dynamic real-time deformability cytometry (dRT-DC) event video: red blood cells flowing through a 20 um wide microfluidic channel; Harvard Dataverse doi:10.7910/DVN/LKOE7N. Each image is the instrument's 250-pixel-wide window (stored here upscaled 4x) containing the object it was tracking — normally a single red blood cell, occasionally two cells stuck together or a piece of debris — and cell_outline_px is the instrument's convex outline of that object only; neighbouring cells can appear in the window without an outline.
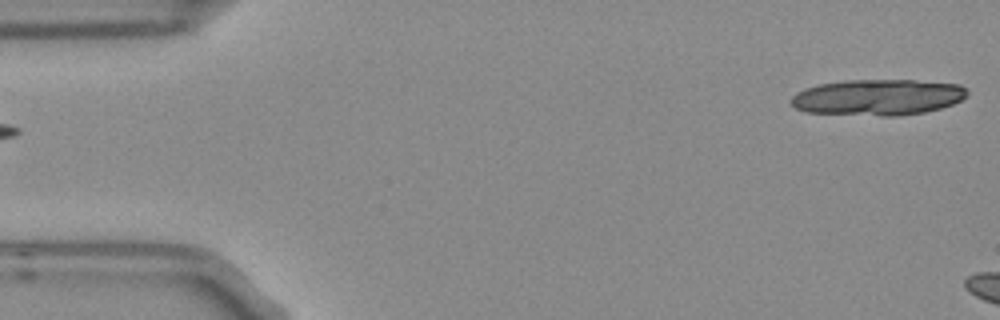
{"species": "Egyptian fruit bat (a non-hibernating species)", "species_latin": "Rousettus aegyptiacus", "temperature_condition": "room temperature", "stored_images_in_passage": 3, "segment_of_instrument_passage": [2, 2], "camera_frame_rate_fps": 3000, "um_per_image_px": 0.085, "frame": {"image": 1, "passage_image": 3, "time_ms": 0.667, "image_size_px": [1000, 320], "cell_outline_px": [[968, 96], [952, 104], [940, 108], [924, 112], [896, 116], [884, 116], [804, 112], [796, 108], [788, 100], [796, 92], [804, 88], [820, 84], [844, 80], [916, 80], [960, 84], [968, 92]], "centroid_in_image_um": [74.59, 8.26], "position_along_channel_um": 10.4, "area_um2": 37.17}}